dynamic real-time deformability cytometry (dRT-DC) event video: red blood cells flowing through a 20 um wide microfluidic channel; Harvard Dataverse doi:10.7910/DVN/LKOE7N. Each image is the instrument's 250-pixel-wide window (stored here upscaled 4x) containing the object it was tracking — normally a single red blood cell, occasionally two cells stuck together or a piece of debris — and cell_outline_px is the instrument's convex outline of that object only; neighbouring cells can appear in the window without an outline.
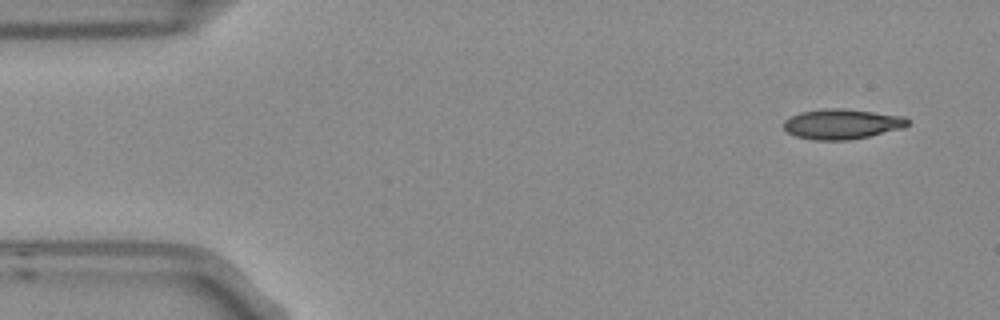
{"species": "Egyptian fruit bat (a non-hibernating species)", "species_latin": "Rousettus aegyptiacus", "temperature_condition": "room temperature", "stored_images_in_passage": 4, "camera_frame_rate_fps": 3000, "um_per_image_px": 0.085, "frame": {"image": 1, "passage_image": 1, "time_ms": 0.0, "image_size_px": [1000, 320], "cell_outline_px": [[908, 124], [904, 128], [868, 136], [848, 140], [816, 140], [796, 136], [788, 132], [784, 128], [784, 120], [800, 112], [828, 108], [844, 108], [904, 116], [908, 120]], "centroid_in_image_um": [71.57, 10.54], "position_along_channel_um": 13.4, "area_um2": 21.62}}
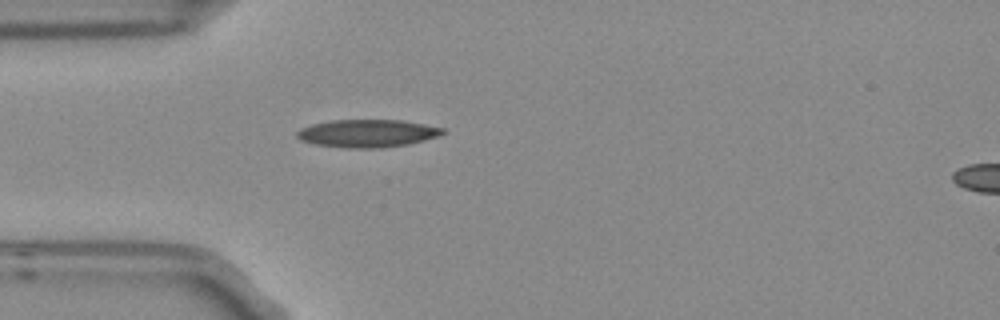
{"frame": {"image": 2, "passage_image": 4, "time_ms": 1.0, "image_size_px": [1000, 320], "cell_outline_px": [[444, 132], [436, 136], [424, 140], [408, 144], [380, 148], [348, 148], [316, 144], [300, 140], [296, 136], [296, 132], [300, 128], [312, 124], [332, 120], [404, 120], [444, 128]], "centroid_in_image_um": [31.2, 11.33], "position_along_channel_um": 53.8, "area_um2": 23.47}}